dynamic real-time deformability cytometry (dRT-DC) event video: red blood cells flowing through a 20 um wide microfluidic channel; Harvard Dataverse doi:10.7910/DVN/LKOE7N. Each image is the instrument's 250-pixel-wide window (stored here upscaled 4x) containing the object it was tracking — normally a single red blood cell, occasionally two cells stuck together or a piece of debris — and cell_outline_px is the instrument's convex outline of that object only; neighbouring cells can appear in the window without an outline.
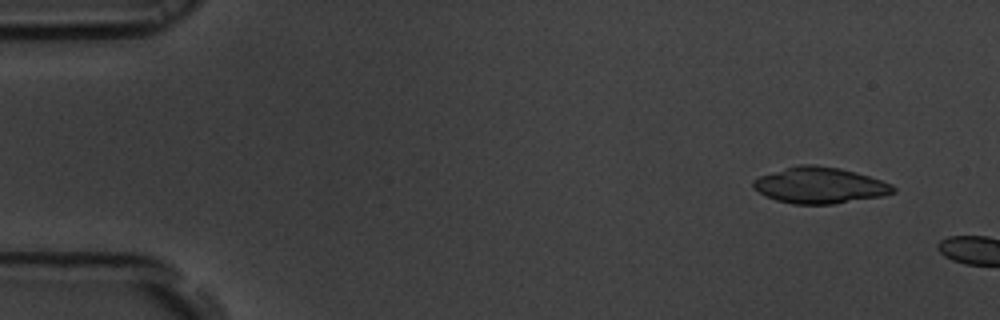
{"species": "common noctule bat (a hibernating species)", "species_latin": "Nyctalus noctula", "temperature_condition": "room temperature", "stored_images_in_passage": 4, "camera_frame_rate_fps": 3000, "um_per_image_px": 0.085, "animal": {"sex": "male", "body_mass_g": 19.5, "forearm_length_mm": 54.6}, "frame": {"image": 1, "passage_image": 1, "time_ms": 0.0, "image_size_px": [1000, 320], "cell_outline_px": [[896, 192], [880, 196], [832, 204], [792, 204], [776, 200], [764, 196], [752, 188], [752, 180], [760, 176], [796, 164], [816, 164], [840, 168], [856, 172], [892, 184], [896, 188]], "centroid_in_image_um": [69.63, 15.74], "position_along_channel_um": 15.4, "area_um2": 29.59}}